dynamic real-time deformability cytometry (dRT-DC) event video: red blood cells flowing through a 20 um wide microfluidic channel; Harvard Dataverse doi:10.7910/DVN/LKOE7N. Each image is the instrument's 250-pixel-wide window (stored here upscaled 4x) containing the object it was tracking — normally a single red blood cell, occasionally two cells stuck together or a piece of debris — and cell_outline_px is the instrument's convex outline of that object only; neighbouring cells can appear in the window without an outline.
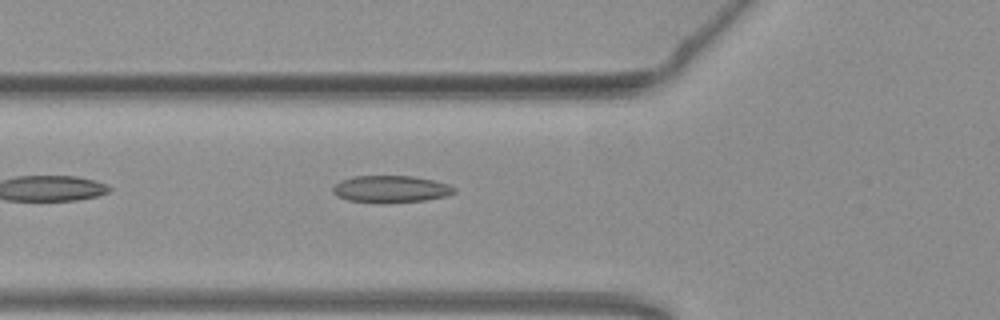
{"species": "common noctule bat (a hibernating species)", "species_latin": "Nyctalus noctula", "temperature_condition": "warm", "stored_images_in_passage": 11, "camera_frame_rate_fps": 3000, "um_per_image_px": 0.085, "animal": {"sex": "female", "body_mass_g": 19.3, "forearm_length_mm": 54.1}, "frame": {"image": 1, "passage_image": 4, "time_ms": 1.0, "image_size_px": [1000, 320], "cell_outline_px": [[456, 192], [444, 196], [424, 200], [384, 204], [380, 204], [348, 200], [336, 196], [332, 192], [332, 184], [340, 180], [356, 176], [416, 176], [448, 184], [456, 188]], "centroid_in_image_um": [33.16, 16.08], "position_along_channel_um": 92.6, "area_um2": 19.42}}
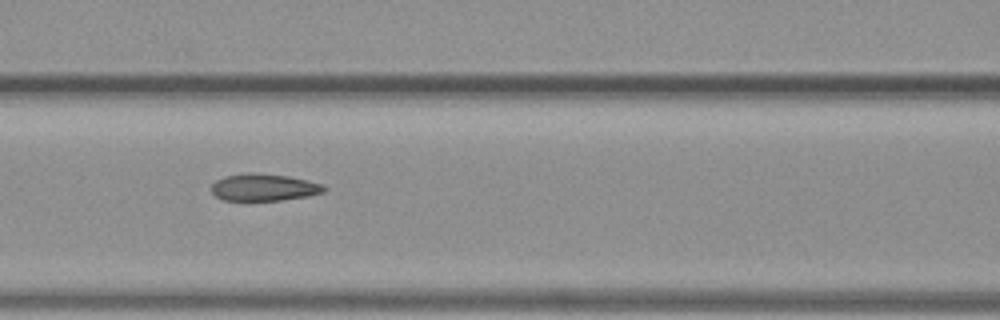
{"frame": {"image": 2, "passage_image": 8, "time_ms": 2.333, "image_size_px": [1000, 320], "cell_outline_px": [[328, 188], [324, 192], [308, 196], [280, 200], [224, 200], [216, 196], [212, 192], [212, 184], [216, 180], [224, 176], [244, 172], [256, 172], [288, 176], [320, 184]], "centroid_in_image_um": [22.4, 15.91], "position_along_channel_um": 144.2, "area_um2": 17.74}}